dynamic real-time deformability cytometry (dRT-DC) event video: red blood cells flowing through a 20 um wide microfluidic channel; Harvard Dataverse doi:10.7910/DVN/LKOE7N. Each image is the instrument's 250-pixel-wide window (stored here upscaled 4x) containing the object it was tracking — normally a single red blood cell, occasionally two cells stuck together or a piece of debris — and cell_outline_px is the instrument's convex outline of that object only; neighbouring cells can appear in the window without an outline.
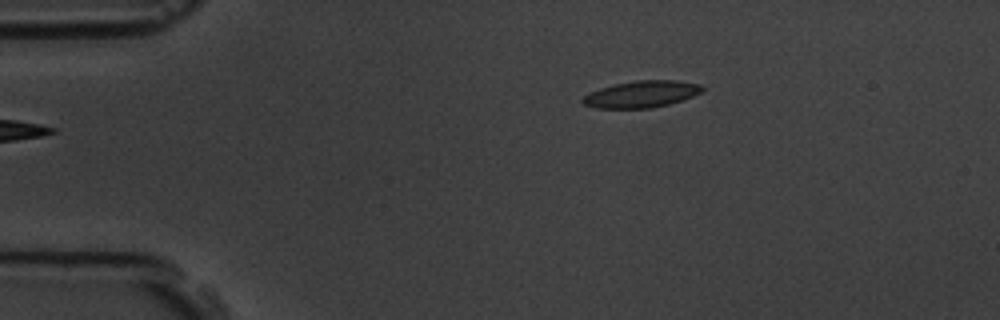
{"species": "common noctule bat (a hibernating species)", "species_latin": "Nyctalus noctula", "temperature_condition": "room temperature", "stored_images_in_passage": 2, "camera_frame_rate_fps": 3000, "um_per_image_px": 0.085, "animal": {"sex": "male", "body_mass_g": 19.5, "forearm_length_mm": 54.6}, "frame": {"image": 1, "passage_image": 2, "time_ms": 1.333, "image_size_px": [1000, 320], "cell_outline_px": [[704, 88], [700, 92], [692, 96], [668, 104], [652, 108], [596, 108], [584, 104], [580, 100], [584, 96], [600, 88], [616, 84], [636, 80], [676, 80], [700, 84]], "centroid_in_image_um": [54.52, 8.0], "position_along_channel_um": 30.5, "area_um2": 18.38}}